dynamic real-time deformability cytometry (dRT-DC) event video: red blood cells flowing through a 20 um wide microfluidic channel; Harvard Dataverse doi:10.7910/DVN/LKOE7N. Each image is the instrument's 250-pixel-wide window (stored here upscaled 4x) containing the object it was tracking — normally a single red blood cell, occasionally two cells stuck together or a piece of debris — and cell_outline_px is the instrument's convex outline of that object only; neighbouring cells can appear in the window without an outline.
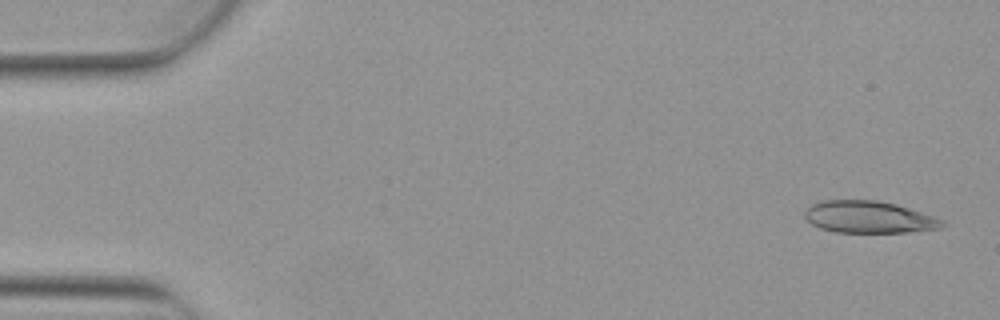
{"species": "Egyptian fruit bat (a non-hibernating species)", "species_latin": "Rousettus aegyptiacus", "temperature_condition": "warm", "stored_images_in_passage": 4, "camera_frame_rate_fps": 3000, "um_per_image_px": 0.085, "animal": {"sex": "female"}, "frame": {"image": 1, "passage_image": 1, "time_ms": 0.0, "image_size_px": [1000, 320], "cell_outline_px": [[948, 224], [940, 228], [904, 232], [836, 232], [820, 228], [812, 224], [804, 216], [804, 212], [812, 204], [824, 200], [876, 200], [896, 204], [936, 216], [944, 220]], "centroid_in_image_um": [73.89, 18.45], "position_along_channel_um": 11.1, "area_um2": 25.66}}
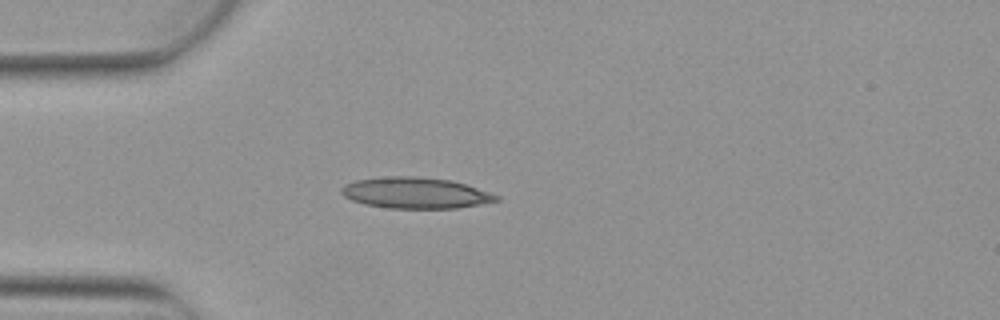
{"frame": {"image": 2, "passage_image": 4, "time_ms": 1.0, "image_size_px": [1000, 320], "cell_outline_px": [[500, 200], [480, 204], [456, 208], [388, 208], [364, 204], [352, 200], [344, 196], [340, 192], [340, 188], [356, 180], [392, 176], [416, 176], [452, 180], [500, 196]], "centroid_in_image_um": [35.31, 16.4], "position_along_channel_um": 49.7, "area_um2": 27.8}}